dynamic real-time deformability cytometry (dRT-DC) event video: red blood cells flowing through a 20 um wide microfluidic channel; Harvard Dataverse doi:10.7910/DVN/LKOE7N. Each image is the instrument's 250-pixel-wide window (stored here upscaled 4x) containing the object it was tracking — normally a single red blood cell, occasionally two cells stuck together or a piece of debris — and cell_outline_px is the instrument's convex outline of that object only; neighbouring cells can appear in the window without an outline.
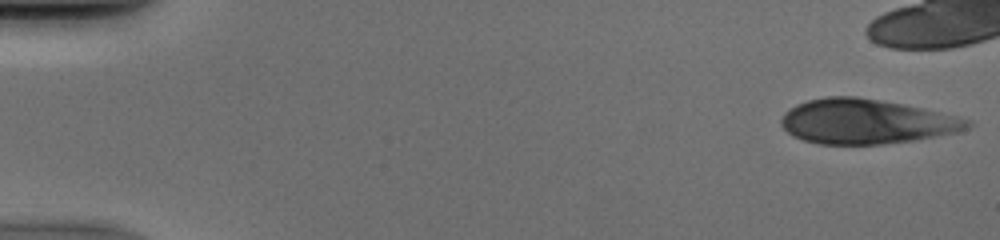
{"species": "human", "species_latin": "Homo sapiens", "temperature_condition": "cold", "stored_images_in_passage": 40, "camera_frame_rate_fps": 3000, "um_per_image_px": 0.085, "donor": {"sex": "male"}, "frame": {"image": 1, "passage_image": 1, "time_ms": 0.0, "image_size_px": [1000, 240], "cell_outline_px": [[972, 124], [968, 128], [956, 132], [916, 140], [880, 144], [820, 144], [804, 140], [792, 136], [780, 124], [780, 120], [784, 112], [796, 104], [808, 100], [828, 96], [856, 96], [880, 100], [920, 108], [956, 116], [972, 120]], "centroid_in_image_um": [73.58, 10.33], "position_along_channel_um": 11.4, "area_um2": 48.26}}
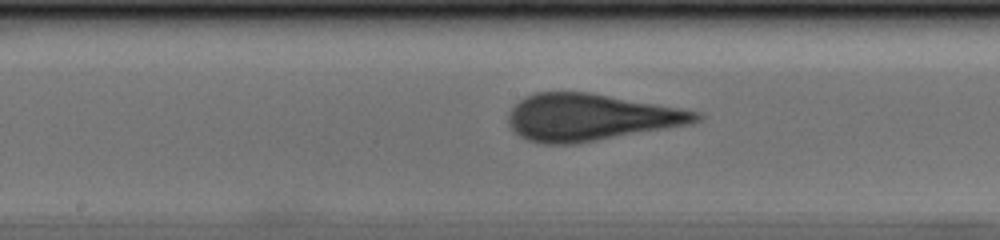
{"frame": {"image": 2, "passage_image": 26, "time_ms": 8.333, "image_size_px": [1000, 240], "cell_outline_px": [[704, 116], [700, 120], [692, 124], [576, 144], [540, 144], [524, 140], [512, 132], [508, 124], [508, 116], [512, 108], [524, 96], [536, 92], [588, 92], [656, 104], [700, 112]], "centroid_in_image_um": [50.14, 9.99], "position_along_channel_um": 198.1, "area_um2": 51.56}}
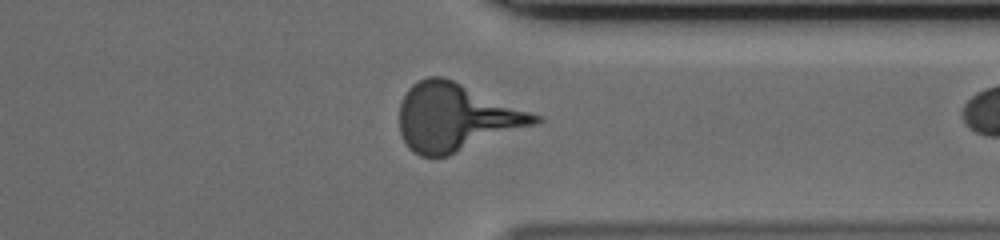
{"frame": {"image": 3, "passage_image": 39, "time_ms": 12.667, "image_size_px": [1000, 240], "cell_outline_px": [[544, 120], [540, 124], [448, 156], [420, 156], [412, 152], [408, 148], [400, 132], [400, 104], [408, 88], [412, 84], [428, 76], [444, 76], [544, 116]], "centroid_in_image_um": [38.83, 9.97], "position_along_channel_um": 372.6, "area_um2": 54.04}}